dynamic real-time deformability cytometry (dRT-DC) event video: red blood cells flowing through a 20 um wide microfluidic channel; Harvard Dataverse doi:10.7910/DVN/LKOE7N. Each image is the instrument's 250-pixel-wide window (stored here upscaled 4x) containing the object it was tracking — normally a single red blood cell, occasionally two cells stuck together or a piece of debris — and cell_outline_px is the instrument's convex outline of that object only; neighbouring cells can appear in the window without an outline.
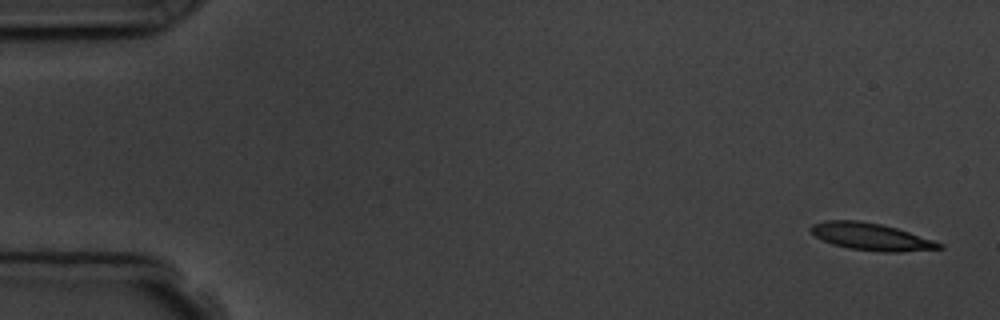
{"species": "common noctule bat (a hibernating species)", "species_latin": "Nyctalus noctula", "temperature_condition": "room temperature", "stored_images_in_passage": 6, "segment_of_instrument_passage": [1, 2], "camera_frame_rate_fps": 3000, "um_per_image_px": 0.085, "animal": {"sex": "male", "body_mass_g": 19.5, "forearm_length_mm": 54.6}, "frame": {"image": 1, "passage_image": 1, "time_ms": 0.0, "image_size_px": [1000, 320], "cell_outline_px": [[944, 248], [900, 252], [884, 252], [848, 248], [832, 244], [816, 236], [808, 228], [812, 224], [824, 220], [860, 220], [880, 224], [896, 228], [944, 244]], "centroid_in_image_um": [74.02, 20.11], "position_along_channel_um": 11.0, "area_um2": 20.17}}
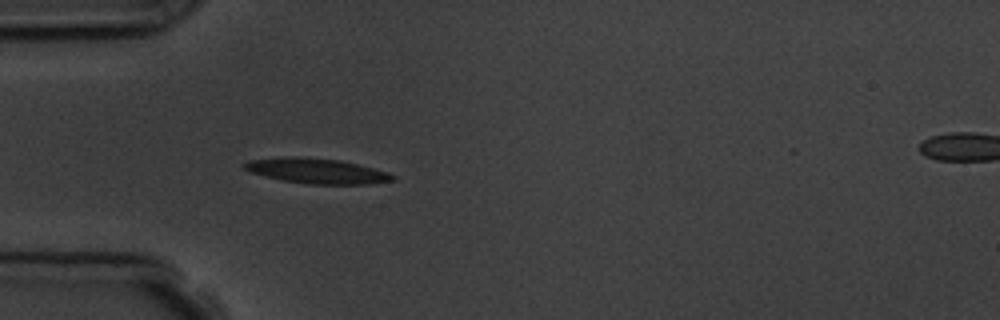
{"frame": {"image": 2, "passage_image": 5, "time_ms": 4.667, "image_size_px": [1000, 320], "cell_outline_px": [[396, 180], [372, 184], [308, 184], [280, 180], [252, 172], [244, 168], [240, 164], [248, 160], [284, 156], [300, 156], [340, 160], [388, 172], [396, 176]], "centroid_in_image_um": [26.91, 14.52], "position_along_channel_um": 58.1, "area_um2": 21.91}}